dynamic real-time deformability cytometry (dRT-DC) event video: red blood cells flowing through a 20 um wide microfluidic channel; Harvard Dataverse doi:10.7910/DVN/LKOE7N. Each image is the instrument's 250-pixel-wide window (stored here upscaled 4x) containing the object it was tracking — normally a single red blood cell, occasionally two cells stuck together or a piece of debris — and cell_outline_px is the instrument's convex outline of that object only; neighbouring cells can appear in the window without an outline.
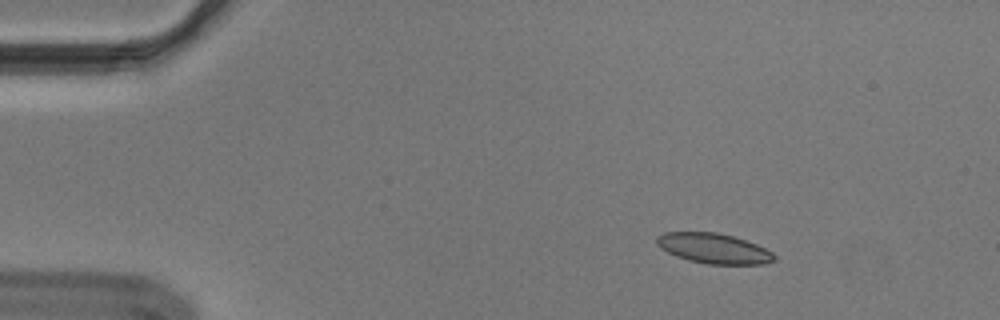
{"species": "Egyptian fruit bat (a non-hibernating species)", "species_latin": "Rousettus aegyptiacus", "temperature_condition": "cold", "stored_images_in_passage": 48, "segment_of_instrument_passage": [1, 2], "camera_frame_rate_fps": 3000, "um_per_image_px": 0.085, "animal": {"sex": "male"}, "frame": {"image": 1, "passage_image": 1, "time_ms": 0.0, "image_size_px": [1000, 320], "cell_outline_px": [[776, 260], [764, 264], [708, 264], [688, 260], [676, 256], [660, 248], [656, 244], [656, 236], [664, 232], [716, 232], [732, 236], [756, 244], [772, 252], [776, 256]], "centroid_in_image_um": [60.65, 21.11], "position_along_channel_um": 24.4, "area_um2": 20.63}}
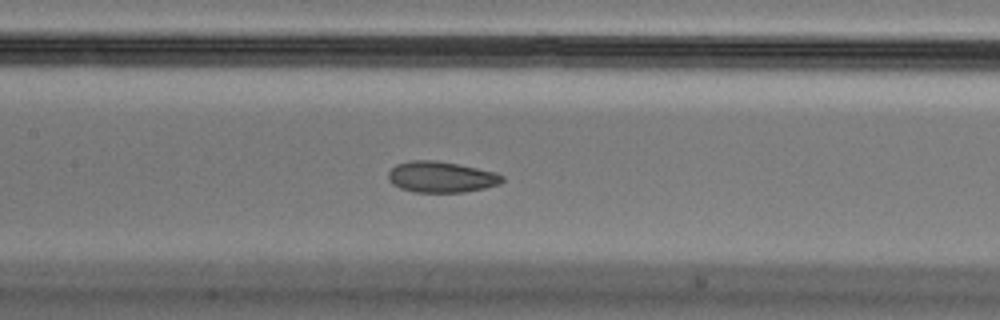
{"frame": {"image": 2, "passage_image": 19, "time_ms": 6.0, "image_size_px": [1000, 320], "cell_outline_px": [[504, 180], [500, 184], [484, 188], [464, 192], [412, 192], [400, 188], [392, 184], [388, 180], [388, 172], [396, 164], [408, 160], [436, 160], [496, 172], [504, 176]], "centroid_in_image_um": [37.48, 15.04], "position_along_channel_um": 169.9, "area_um2": 20.69}}
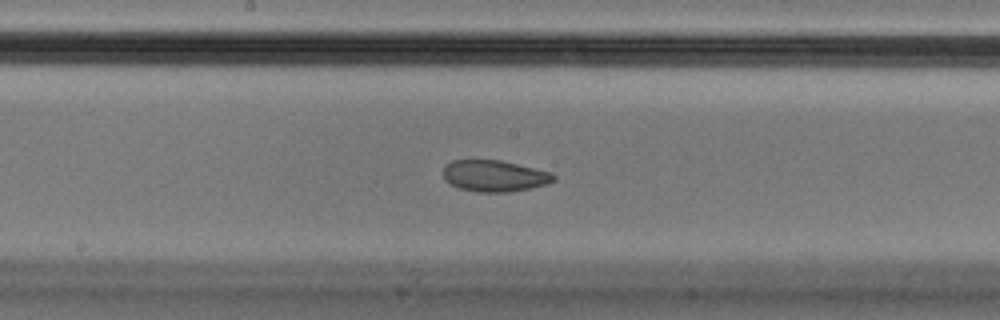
{"frame": {"image": 3, "passage_image": 22, "time_ms": 7.0, "image_size_px": [1000, 320], "cell_outline_px": [[556, 180], [548, 184], [508, 192], [476, 192], [460, 188], [444, 180], [444, 168], [452, 160], [500, 160], [552, 172], [556, 176]], "centroid_in_image_um": [42.06, 14.95], "position_along_channel_um": 206.1, "area_um2": 20.11}}